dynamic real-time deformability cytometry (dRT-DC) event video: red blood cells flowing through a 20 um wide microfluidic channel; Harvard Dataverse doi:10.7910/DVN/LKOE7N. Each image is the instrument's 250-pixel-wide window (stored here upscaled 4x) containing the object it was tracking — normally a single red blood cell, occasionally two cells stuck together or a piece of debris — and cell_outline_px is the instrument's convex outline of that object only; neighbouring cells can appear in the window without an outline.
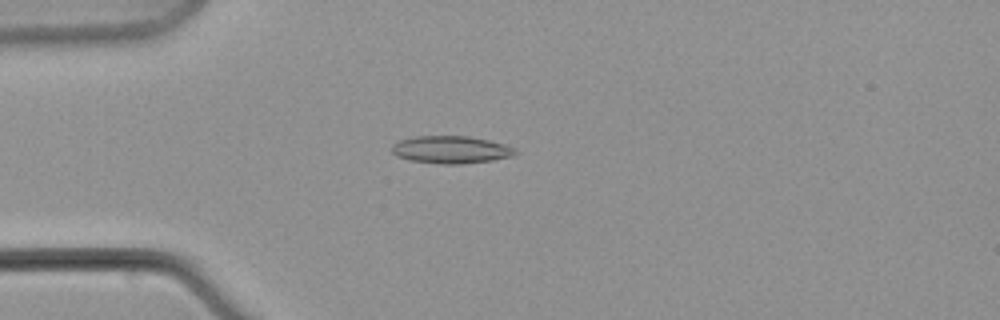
{"species": "common noctule bat (a hibernating species)", "species_latin": "Nyctalus noctula", "temperature_condition": "warm", "stored_images_in_passage": 6, "camera_frame_rate_fps": 3000, "um_per_image_px": 0.085, "animal": {"sex": "male", "body_mass_g": 21.5, "forearm_length_mm": 52.0}, "frame": {"image": 1, "passage_image": 5, "time_ms": 5.0, "image_size_px": [1000, 320], "cell_outline_px": [[516, 152], [512, 156], [492, 160], [460, 164], [444, 164], [408, 160], [396, 156], [392, 152], [392, 144], [400, 140], [416, 136], [468, 136], [488, 140], [504, 144], [516, 148]], "centroid_in_image_um": [38.31, 12.72], "position_along_channel_um": 46.7, "area_um2": 19.71}}